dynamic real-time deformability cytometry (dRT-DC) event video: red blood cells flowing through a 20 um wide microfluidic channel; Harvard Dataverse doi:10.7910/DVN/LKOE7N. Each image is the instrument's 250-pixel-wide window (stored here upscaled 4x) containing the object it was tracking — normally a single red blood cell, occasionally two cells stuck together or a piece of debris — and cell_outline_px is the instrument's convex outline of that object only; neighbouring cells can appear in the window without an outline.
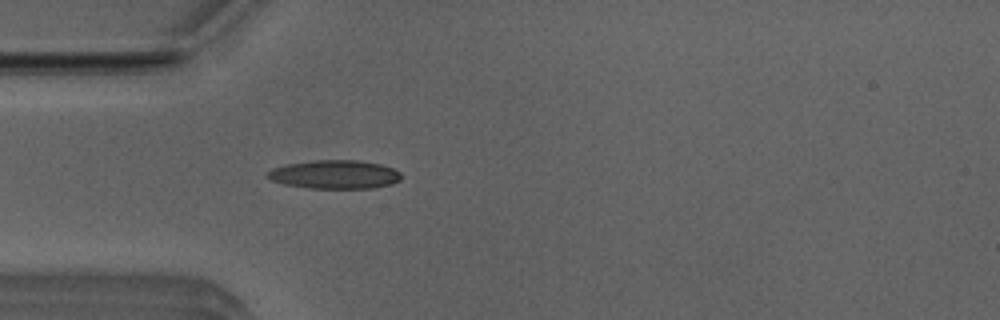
{"species": "Egyptian fruit bat (a non-hibernating species)", "species_latin": "Rousettus aegyptiacus", "temperature_condition": "room temperature", "stored_images_in_passage": 38, "camera_frame_rate_fps": 3000, "um_per_image_px": 0.085, "animal": {"sex": "male"}, "frame": {"image": 1, "passage_image": 1, "time_ms": 0.0, "image_size_px": [1000, 320], "cell_outline_px": [[400, 180], [392, 184], [372, 188], [308, 188], [284, 184], [272, 180], [264, 176], [272, 168], [288, 164], [312, 160], [360, 160], [380, 164], [392, 168], [400, 172]], "centroid_in_image_um": [28.44, 14.82], "position_along_channel_um": 56.6, "area_um2": 22.31}}
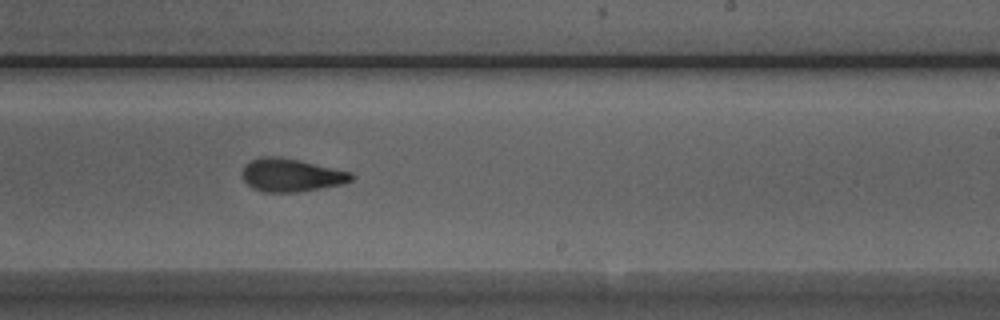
{"frame": {"image": 2, "passage_image": 17, "time_ms": 5.333, "image_size_px": [1000, 320], "cell_outline_px": [[356, 176], [352, 180], [344, 184], [296, 192], [264, 192], [252, 188], [244, 180], [244, 164], [260, 156], [280, 156], [300, 160], [352, 172]], "centroid_in_image_um": [24.79, 14.87], "position_along_channel_um": 264.2, "area_um2": 21.1}}
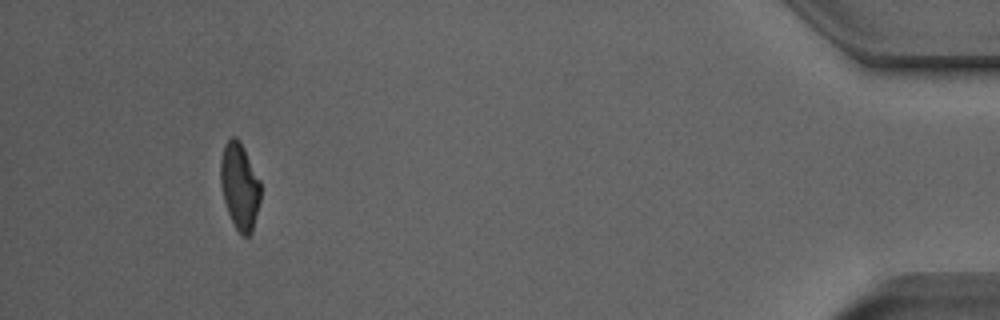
{"frame": {"image": 3, "passage_image": 34, "time_ms": 11.0, "image_size_px": [1000, 320], "cell_outline_px": [[260, 200], [252, 232], [248, 236], [240, 236], [228, 212], [224, 200], [220, 184], [220, 160], [224, 144], [232, 136], [236, 136], [240, 140], [260, 180]], "centroid_in_image_um": [20.36, 15.81], "position_along_channel_um": 414.8, "area_um2": 20.29}, "authors_computed_cell_mechanics": {"area_um2": 21.1259, "velocity_mm_per_s": 3.9566, "shape_relaxation_time_tau1_ms": 4.9413, "shape_relaxation_time_tau2_ms": 2.3195, "deformation_change_tau1": 0.1689, "deformation_change_tau2": 0.0965}}